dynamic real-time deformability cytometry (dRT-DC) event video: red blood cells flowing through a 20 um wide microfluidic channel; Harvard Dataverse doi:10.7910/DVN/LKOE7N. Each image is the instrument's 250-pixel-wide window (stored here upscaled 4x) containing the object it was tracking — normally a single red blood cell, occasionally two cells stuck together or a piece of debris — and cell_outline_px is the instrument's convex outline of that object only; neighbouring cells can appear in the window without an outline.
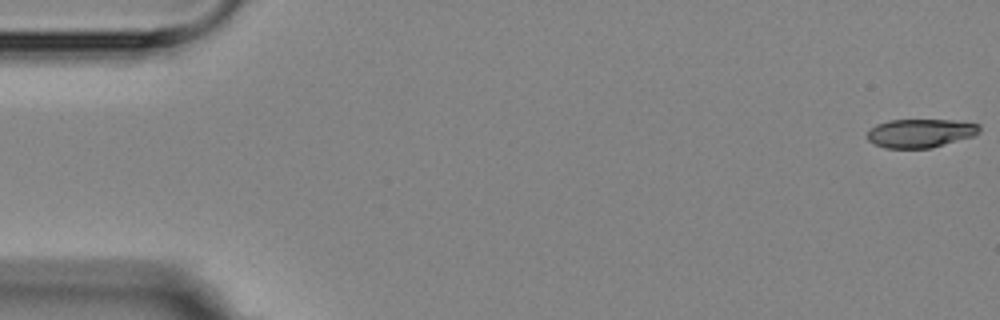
{"species": "Egyptian fruit bat (a non-hibernating species)", "species_latin": "Rousettus aegyptiacus", "temperature_condition": "room temperature", "stored_images_in_passage": 6, "camera_frame_rate_fps": 3000, "um_per_image_px": 0.085, "animal": {"sex": "female"}, "frame": {"image": 1, "passage_image": 1, "time_ms": 0.0, "image_size_px": [1000, 320], "cell_outline_px": [[980, 132], [976, 136], [932, 148], [884, 148], [868, 140], [868, 132], [876, 124], [888, 120], [952, 120], [980, 124]], "centroid_in_image_um": [78.28, 11.32], "position_along_channel_um": 6.7, "area_um2": 18.84}}
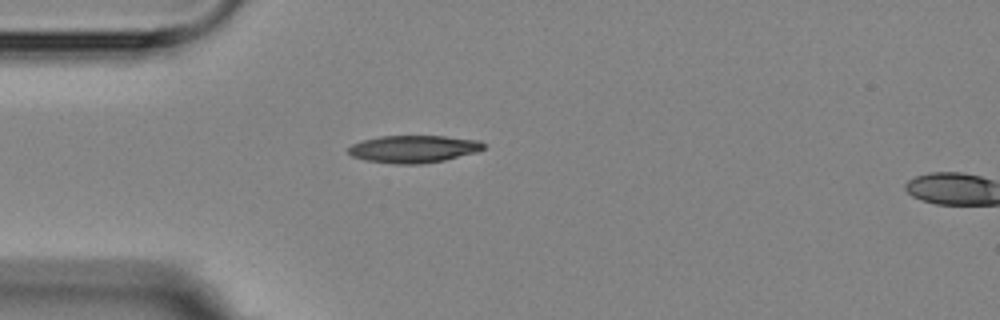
{"frame": {"image": 2, "passage_image": 5, "time_ms": 4.667, "image_size_px": [1000, 320], "cell_outline_px": [[484, 148], [476, 152], [444, 160], [420, 164], [396, 164], [368, 160], [352, 156], [348, 152], [348, 148], [352, 144], [364, 140], [380, 136], [444, 136], [480, 140], [484, 144]], "centroid_in_image_um": [35.16, 12.66], "position_along_channel_um": 49.8, "area_um2": 21.39}}